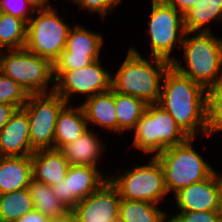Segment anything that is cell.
Segmentation results:
<instances>
[{
  "instance_id": "1",
  "label": "cell",
  "mask_w": 222,
  "mask_h": 222,
  "mask_svg": "<svg viewBox=\"0 0 222 222\" xmlns=\"http://www.w3.org/2000/svg\"><path fill=\"white\" fill-rule=\"evenodd\" d=\"M189 136L205 137L206 89L170 66L164 74L158 103Z\"/></svg>"
},
{
  "instance_id": "2",
  "label": "cell",
  "mask_w": 222,
  "mask_h": 222,
  "mask_svg": "<svg viewBox=\"0 0 222 222\" xmlns=\"http://www.w3.org/2000/svg\"><path fill=\"white\" fill-rule=\"evenodd\" d=\"M135 47H129L127 55L116 73L112 74V89L118 93L131 95L147 104L159 103L162 80L171 66L167 60L145 58Z\"/></svg>"
},
{
  "instance_id": "3",
  "label": "cell",
  "mask_w": 222,
  "mask_h": 222,
  "mask_svg": "<svg viewBox=\"0 0 222 222\" xmlns=\"http://www.w3.org/2000/svg\"><path fill=\"white\" fill-rule=\"evenodd\" d=\"M181 49L185 64L178 58L171 63L180 74L205 89L222 84V38L213 32H185Z\"/></svg>"
},
{
  "instance_id": "4",
  "label": "cell",
  "mask_w": 222,
  "mask_h": 222,
  "mask_svg": "<svg viewBox=\"0 0 222 222\" xmlns=\"http://www.w3.org/2000/svg\"><path fill=\"white\" fill-rule=\"evenodd\" d=\"M195 139L190 137L184 143L155 155L163 169L168 195H174L182 188L208 178L215 171L208 160L194 148Z\"/></svg>"
},
{
  "instance_id": "5",
  "label": "cell",
  "mask_w": 222,
  "mask_h": 222,
  "mask_svg": "<svg viewBox=\"0 0 222 222\" xmlns=\"http://www.w3.org/2000/svg\"><path fill=\"white\" fill-rule=\"evenodd\" d=\"M132 132L134 139L130 147L133 146V149L140 150L146 156H155L190 138L158 103L147 105Z\"/></svg>"
},
{
  "instance_id": "6",
  "label": "cell",
  "mask_w": 222,
  "mask_h": 222,
  "mask_svg": "<svg viewBox=\"0 0 222 222\" xmlns=\"http://www.w3.org/2000/svg\"><path fill=\"white\" fill-rule=\"evenodd\" d=\"M109 172L108 179L118 190L121 199L160 205L168 196L163 169L155 156L149 157L148 163L136 164L123 172L117 171L118 174L116 171L115 174Z\"/></svg>"
},
{
  "instance_id": "7",
  "label": "cell",
  "mask_w": 222,
  "mask_h": 222,
  "mask_svg": "<svg viewBox=\"0 0 222 222\" xmlns=\"http://www.w3.org/2000/svg\"><path fill=\"white\" fill-rule=\"evenodd\" d=\"M0 71L29 95L54 92L53 64L26 48L0 51Z\"/></svg>"
},
{
  "instance_id": "8",
  "label": "cell",
  "mask_w": 222,
  "mask_h": 222,
  "mask_svg": "<svg viewBox=\"0 0 222 222\" xmlns=\"http://www.w3.org/2000/svg\"><path fill=\"white\" fill-rule=\"evenodd\" d=\"M58 13L53 5L37 8L27 24L25 48L52 64L65 49L69 31L73 27Z\"/></svg>"
},
{
  "instance_id": "9",
  "label": "cell",
  "mask_w": 222,
  "mask_h": 222,
  "mask_svg": "<svg viewBox=\"0 0 222 222\" xmlns=\"http://www.w3.org/2000/svg\"><path fill=\"white\" fill-rule=\"evenodd\" d=\"M151 13L148 18L150 57H157L172 63L171 55L176 46L181 50L185 35L183 14L169 6L164 0H151Z\"/></svg>"
},
{
  "instance_id": "10",
  "label": "cell",
  "mask_w": 222,
  "mask_h": 222,
  "mask_svg": "<svg viewBox=\"0 0 222 222\" xmlns=\"http://www.w3.org/2000/svg\"><path fill=\"white\" fill-rule=\"evenodd\" d=\"M67 102L55 92L30 94L22 109L30 125L31 147L36 150L54 149L57 117Z\"/></svg>"
},
{
  "instance_id": "11",
  "label": "cell",
  "mask_w": 222,
  "mask_h": 222,
  "mask_svg": "<svg viewBox=\"0 0 222 222\" xmlns=\"http://www.w3.org/2000/svg\"><path fill=\"white\" fill-rule=\"evenodd\" d=\"M102 59L93 61L78 70L61 71L54 78V92L60 95L67 104L75 100L74 96L82 97L83 100L96 94L107 92L112 89V73L108 67L102 65Z\"/></svg>"
},
{
  "instance_id": "12",
  "label": "cell",
  "mask_w": 222,
  "mask_h": 222,
  "mask_svg": "<svg viewBox=\"0 0 222 222\" xmlns=\"http://www.w3.org/2000/svg\"><path fill=\"white\" fill-rule=\"evenodd\" d=\"M108 173L100 167L70 165L66 177L60 183L51 186L59 200L72 210L80 200L87 198L108 180Z\"/></svg>"
},
{
  "instance_id": "13",
  "label": "cell",
  "mask_w": 222,
  "mask_h": 222,
  "mask_svg": "<svg viewBox=\"0 0 222 222\" xmlns=\"http://www.w3.org/2000/svg\"><path fill=\"white\" fill-rule=\"evenodd\" d=\"M121 198L116 187L109 181L72 209L76 222H116L119 219Z\"/></svg>"
},
{
  "instance_id": "14",
  "label": "cell",
  "mask_w": 222,
  "mask_h": 222,
  "mask_svg": "<svg viewBox=\"0 0 222 222\" xmlns=\"http://www.w3.org/2000/svg\"><path fill=\"white\" fill-rule=\"evenodd\" d=\"M217 172L173 195L178 212L217 211L221 191V175Z\"/></svg>"
},
{
  "instance_id": "15",
  "label": "cell",
  "mask_w": 222,
  "mask_h": 222,
  "mask_svg": "<svg viewBox=\"0 0 222 222\" xmlns=\"http://www.w3.org/2000/svg\"><path fill=\"white\" fill-rule=\"evenodd\" d=\"M30 125L27 113L17 109L0 131V156H31Z\"/></svg>"
},
{
  "instance_id": "16",
  "label": "cell",
  "mask_w": 222,
  "mask_h": 222,
  "mask_svg": "<svg viewBox=\"0 0 222 222\" xmlns=\"http://www.w3.org/2000/svg\"><path fill=\"white\" fill-rule=\"evenodd\" d=\"M80 106L84 111L89 128L92 124L91 129L96 130L95 126H98L104 131L117 133V112L113 89L83 100Z\"/></svg>"
},
{
  "instance_id": "17",
  "label": "cell",
  "mask_w": 222,
  "mask_h": 222,
  "mask_svg": "<svg viewBox=\"0 0 222 222\" xmlns=\"http://www.w3.org/2000/svg\"><path fill=\"white\" fill-rule=\"evenodd\" d=\"M94 129L89 128L77 140L65 145L60 151L70 165H86L99 167L98 164L106 151L107 145L102 142Z\"/></svg>"
},
{
  "instance_id": "18",
  "label": "cell",
  "mask_w": 222,
  "mask_h": 222,
  "mask_svg": "<svg viewBox=\"0 0 222 222\" xmlns=\"http://www.w3.org/2000/svg\"><path fill=\"white\" fill-rule=\"evenodd\" d=\"M31 160L32 178L49 186L63 181L70 166L63 153L57 149L36 150Z\"/></svg>"
},
{
  "instance_id": "19",
  "label": "cell",
  "mask_w": 222,
  "mask_h": 222,
  "mask_svg": "<svg viewBox=\"0 0 222 222\" xmlns=\"http://www.w3.org/2000/svg\"><path fill=\"white\" fill-rule=\"evenodd\" d=\"M31 179V156L0 157V195L28 188Z\"/></svg>"
},
{
  "instance_id": "20",
  "label": "cell",
  "mask_w": 222,
  "mask_h": 222,
  "mask_svg": "<svg viewBox=\"0 0 222 222\" xmlns=\"http://www.w3.org/2000/svg\"><path fill=\"white\" fill-rule=\"evenodd\" d=\"M89 129L84 111L80 104H66L58 114L55 132L54 149L60 150L68 143L77 140Z\"/></svg>"
},
{
  "instance_id": "21",
  "label": "cell",
  "mask_w": 222,
  "mask_h": 222,
  "mask_svg": "<svg viewBox=\"0 0 222 222\" xmlns=\"http://www.w3.org/2000/svg\"><path fill=\"white\" fill-rule=\"evenodd\" d=\"M186 32H213L210 22L222 23V0H198L183 14Z\"/></svg>"
},
{
  "instance_id": "22",
  "label": "cell",
  "mask_w": 222,
  "mask_h": 222,
  "mask_svg": "<svg viewBox=\"0 0 222 222\" xmlns=\"http://www.w3.org/2000/svg\"><path fill=\"white\" fill-rule=\"evenodd\" d=\"M103 37L101 33L75 23L69 31L65 49L71 52V55L88 56L95 61L101 58Z\"/></svg>"
},
{
  "instance_id": "23",
  "label": "cell",
  "mask_w": 222,
  "mask_h": 222,
  "mask_svg": "<svg viewBox=\"0 0 222 222\" xmlns=\"http://www.w3.org/2000/svg\"><path fill=\"white\" fill-rule=\"evenodd\" d=\"M168 214L155 203L121 199L118 220L120 222H169Z\"/></svg>"
},
{
  "instance_id": "24",
  "label": "cell",
  "mask_w": 222,
  "mask_h": 222,
  "mask_svg": "<svg viewBox=\"0 0 222 222\" xmlns=\"http://www.w3.org/2000/svg\"><path fill=\"white\" fill-rule=\"evenodd\" d=\"M117 134L131 132L146 111L147 103L137 97L115 91Z\"/></svg>"
},
{
  "instance_id": "25",
  "label": "cell",
  "mask_w": 222,
  "mask_h": 222,
  "mask_svg": "<svg viewBox=\"0 0 222 222\" xmlns=\"http://www.w3.org/2000/svg\"><path fill=\"white\" fill-rule=\"evenodd\" d=\"M34 209L47 217L65 214L69 209L59 200L51 186L31 179L28 185Z\"/></svg>"
},
{
  "instance_id": "26",
  "label": "cell",
  "mask_w": 222,
  "mask_h": 222,
  "mask_svg": "<svg viewBox=\"0 0 222 222\" xmlns=\"http://www.w3.org/2000/svg\"><path fill=\"white\" fill-rule=\"evenodd\" d=\"M34 210L28 188L0 195V222H16Z\"/></svg>"
},
{
  "instance_id": "27",
  "label": "cell",
  "mask_w": 222,
  "mask_h": 222,
  "mask_svg": "<svg viewBox=\"0 0 222 222\" xmlns=\"http://www.w3.org/2000/svg\"><path fill=\"white\" fill-rule=\"evenodd\" d=\"M27 24L12 15L0 13V51L25 48Z\"/></svg>"
},
{
  "instance_id": "28",
  "label": "cell",
  "mask_w": 222,
  "mask_h": 222,
  "mask_svg": "<svg viewBox=\"0 0 222 222\" xmlns=\"http://www.w3.org/2000/svg\"><path fill=\"white\" fill-rule=\"evenodd\" d=\"M222 132V84L206 89V133Z\"/></svg>"
},
{
  "instance_id": "29",
  "label": "cell",
  "mask_w": 222,
  "mask_h": 222,
  "mask_svg": "<svg viewBox=\"0 0 222 222\" xmlns=\"http://www.w3.org/2000/svg\"><path fill=\"white\" fill-rule=\"evenodd\" d=\"M29 94L12 78L0 71V104H11L21 109Z\"/></svg>"
},
{
  "instance_id": "30",
  "label": "cell",
  "mask_w": 222,
  "mask_h": 222,
  "mask_svg": "<svg viewBox=\"0 0 222 222\" xmlns=\"http://www.w3.org/2000/svg\"><path fill=\"white\" fill-rule=\"evenodd\" d=\"M37 7L29 0H0V11L28 24Z\"/></svg>"
},
{
  "instance_id": "31",
  "label": "cell",
  "mask_w": 222,
  "mask_h": 222,
  "mask_svg": "<svg viewBox=\"0 0 222 222\" xmlns=\"http://www.w3.org/2000/svg\"><path fill=\"white\" fill-rule=\"evenodd\" d=\"M123 0H73L72 3L79 7V10L86 11L91 14H99L105 20L106 15H110L115 11ZM117 6V7H116ZM110 12V13H109Z\"/></svg>"
},
{
  "instance_id": "32",
  "label": "cell",
  "mask_w": 222,
  "mask_h": 222,
  "mask_svg": "<svg viewBox=\"0 0 222 222\" xmlns=\"http://www.w3.org/2000/svg\"><path fill=\"white\" fill-rule=\"evenodd\" d=\"M92 62L88 56L71 55V52L64 49L53 63V77L55 78L61 71L78 70Z\"/></svg>"
},
{
  "instance_id": "33",
  "label": "cell",
  "mask_w": 222,
  "mask_h": 222,
  "mask_svg": "<svg viewBox=\"0 0 222 222\" xmlns=\"http://www.w3.org/2000/svg\"><path fill=\"white\" fill-rule=\"evenodd\" d=\"M174 214L169 216V222H220L217 211H191Z\"/></svg>"
},
{
  "instance_id": "34",
  "label": "cell",
  "mask_w": 222,
  "mask_h": 222,
  "mask_svg": "<svg viewBox=\"0 0 222 222\" xmlns=\"http://www.w3.org/2000/svg\"><path fill=\"white\" fill-rule=\"evenodd\" d=\"M169 6L184 14L192 6L196 5L198 0H164Z\"/></svg>"
},
{
  "instance_id": "35",
  "label": "cell",
  "mask_w": 222,
  "mask_h": 222,
  "mask_svg": "<svg viewBox=\"0 0 222 222\" xmlns=\"http://www.w3.org/2000/svg\"><path fill=\"white\" fill-rule=\"evenodd\" d=\"M17 108L11 104H0V131L7 124Z\"/></svg>"
},
{
  "instance_id": "36",
  "label": "cell",
  "mask_w": 222,
  "mask_h": 222,
  "mask_svg": "<svg viewBox=\"0 0 222 222\" xmlns=\"http://www.w3.org/2000/svg\"><path fill=\"white\" fill-rule=\"evenodd\" d=\"M47 220L48 217L46 215H43L34 209L33 211L21 216L16 222H47Z\"/></svg>"
},
{
  "instance_id": "37",
  "label": "cell",
  "mask_w": 222,
  "mask_h": 222,
  "mask_svg": "<svg viewBox=\"0 0 222 222\" xmlns=\"http://www.w3.org/2000/svg\"><path fill=\"white\" fill-rule=\"evenodd\" d=\"M47 222H76L72 210L59 216L48 217Z\"/></svg>"
},
{
  "instance_id": "38",
  "label": "cell",
  "mask_w": 222,
  "mask_h": 222,
  "mask_svg": "<svg viewBox=\"0 0 222 222\" xmlns=\"http://www.w3.org/2000/svg\"><path fill=\"white\" fill-rule=\"evenodd\" d=\"M217 214H218L219 221L222 222V174H221V191H220L219 203H218V208H217Z\"/></svg>"
},
{
  "instance_id": "39",
  "label": "cell",
  "mask_w": 222,
  "mask_h": 222,
  "mask_svg": "<svg viewBox=\"0 0 222 222\" xmlns=\"http://www.w3.org/2000/svg\"><path fill=\"white\" fill-rule=\"evenodd\" d=\"M31 1L37 8L48 6L47 0H29Z\"/></svg>"
},
{
  "instance_id": "40",
  "label": "cell",
  "mask_w": 222,
  "mask_h": 222,
  "mask_svg": "<svg viewBox=\"0 0 222 222\" xmlns=\"http://www.w3.org/2000/svg\"><path fill=\"white\" fill-rule=\"evenodd\" d=\"M67 1H68V0H67ZM69 1L72 2L73 0H69ZM47 2H48V6L51 5V1H50V0H47Z\"/></svg>"
}]
</instances>
